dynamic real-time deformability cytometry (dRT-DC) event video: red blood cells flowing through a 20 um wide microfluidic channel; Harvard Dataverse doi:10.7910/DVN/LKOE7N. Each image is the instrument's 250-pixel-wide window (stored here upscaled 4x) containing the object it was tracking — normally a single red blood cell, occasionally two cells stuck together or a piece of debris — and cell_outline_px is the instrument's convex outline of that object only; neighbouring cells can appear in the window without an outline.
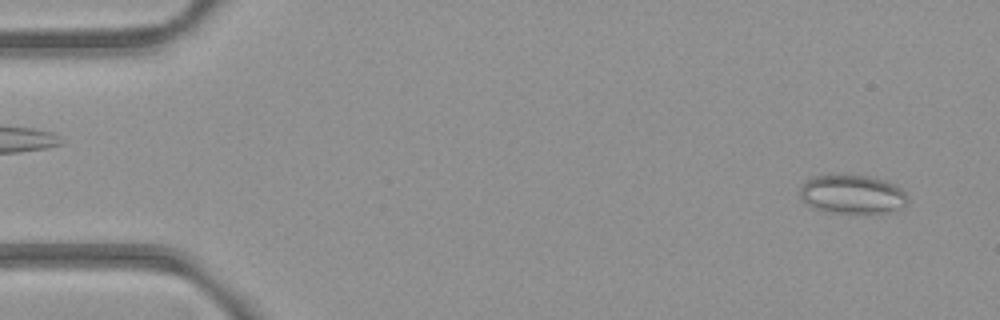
{"species": "common noctule bat (a hibernating species)", "species_latin": "Nyctalus noctula", "temperature_condition": "room temperature", "stored_images_in_passage": 52, "camera_frame_rate_fps": 3000, "um_per_image_px": 0.085, "animal": {"sex": "female", "body_mass_g": 21.9}, "frame": {"image": 1, "passage_image": 3, "time_ms": 0.667, "image_size_px": [1000, 320], "cell_outline_px": [[908, 204], [896, 208], [880, 212], [828, 212], [808, 204], [800, 196], [800, 188], [808, 180], [816, 176], [868, 176], [884, 180], [900, 188], [908, 196]], "centroid_in_image_um": [72.46, 16.51], "position_along_channel_um": 12.5, "area_um2": 23.41}}
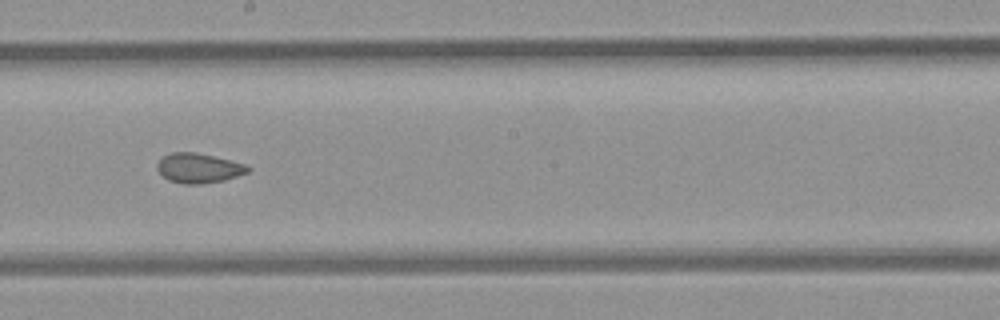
{"frame": {"image": 2, "passage_image": 29, "time_ms": 9.333, "image_size_px": [1000, 320], "cell_outline_px": [[252, 168], [248, 172], [224, 180], [200, 184], [184, 184], [168, 180], [156, 168], [156, 164], [164, 156], [172, 152], [196, 152], [244, 164]], "centroid_in_image_um": [16.87, 14.29], "position_along_channel_um": 231.3, "area_um2": 15.49}}
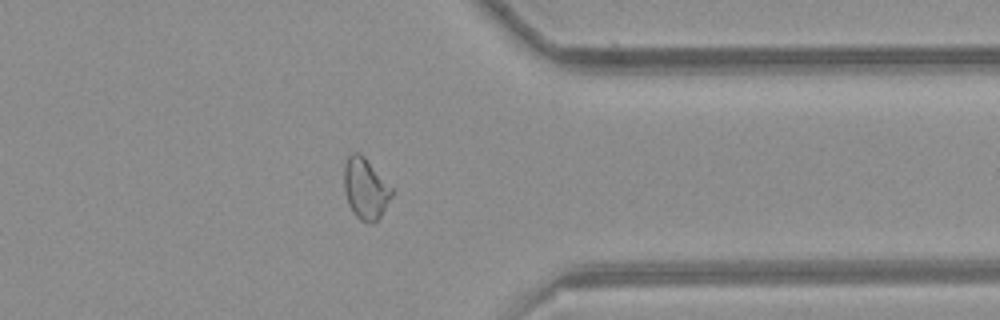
{"frame": {"image": 3, "passage_image": 41, "time_ms": 13.333, "image_size_px": [1000, 320], "cell_outline_px": [[392, 196], [380, 216], [372, 224], [368, 224], [360, 220], [352, 212], [348, 204], [344, 192], [344, 164], [348, 156], [352, 152], [360, 152], [364, 156], [392, 188]], "centroid_in_image_um": [31.03, 16.03], "position_along_channel_um": 380.4, "area_um2": 16.99}, "authors_computed_cell_mechanics": {"area_um2": 17.1088, "velocity_mm_per_s": 3.9641, "shape_relaxation_time_tau1_ms": null, "shape_relaxation_time_tau2_ms": 1.8605, "deformation_change_tau1": null, "deformation_change_tau2": 0.0764}}